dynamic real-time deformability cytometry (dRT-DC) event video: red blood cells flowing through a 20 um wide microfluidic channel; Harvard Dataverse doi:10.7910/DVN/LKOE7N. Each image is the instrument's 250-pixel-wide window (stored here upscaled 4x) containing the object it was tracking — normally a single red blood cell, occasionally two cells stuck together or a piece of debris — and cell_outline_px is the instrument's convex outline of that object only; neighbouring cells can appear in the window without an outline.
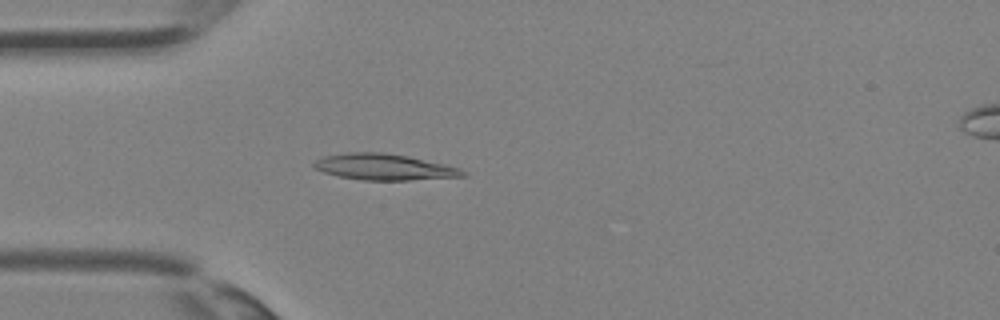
{"species": "Egyptian fruit bat (a non-hibernating species)", "species_latin": "Rousettus aegyptiacus", "temperature_condition": "room temperature", "stored_images_in_passage": 26, "camera_frame_rate_fps": 3000, "um_per_image_px": 0.085, "animal": {"sex": "female"}, "frame": {"image": 1, "passage_image": 1, "time_ms": 0.0, "image_size_px": [1000, 320], "cell_outline_px": [[468, 176], [408, 180], [360, 180], [340, 176], [324, 172], [316, 168], [312, 164], [316, 160], [324, 156], [348, 152], [384, 152], [408, 156], [444, 164], [460, 168], [468, 172]], "centroid_in_image_um": [32.69, 14.19], "position_along_channel_um": 52.3, "area_um2": 22.66}}
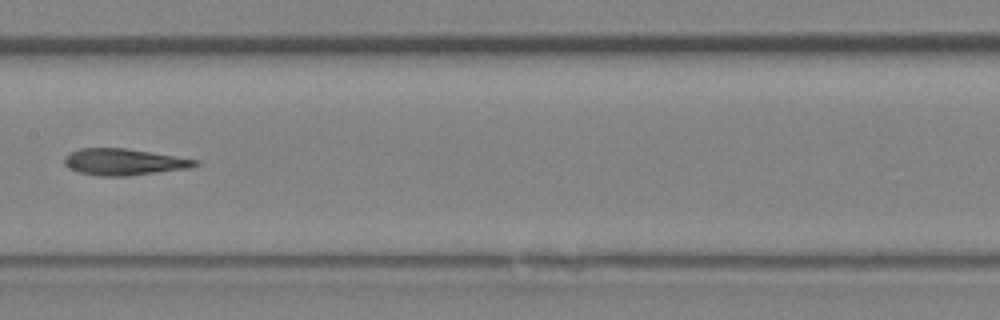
{"frame": {"image": 2, "passage_image": 9, "time_ms": 2.667, "image_size_px": [1000, 320], "cell_outline_px": [[200, 164], [188, 168], [128, 176], [100, 176], [80, 172], [68, 168], [64, 164], [64, 156], [80, 148], [124, 148], [200, 160]], "centroid_in_image_um": [10.52, 13.77], "position_along_channel_um": 196.9, "area_um2": 20.06}}
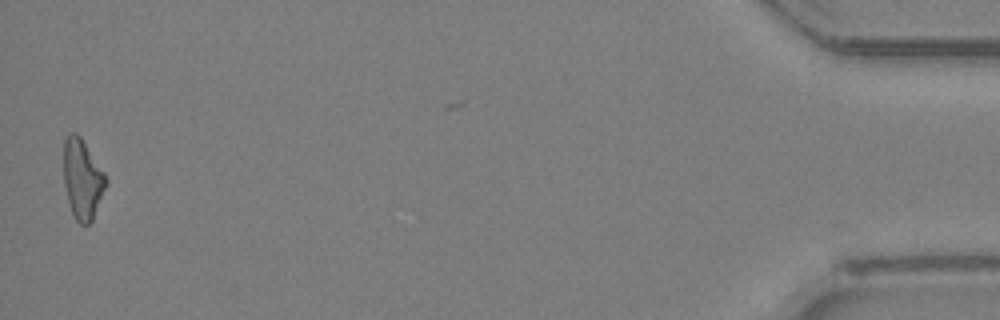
{"frame": {"image": 3, "passage_image": 26, "time_ms": 8.333, "image_size_px": [1000, 320], "cell_outline_px": [[108, 184], [92, 220], [88, 224], [80, 224], [76, 220], [72, 212], [68, 200], [64, 184], [64, 140], [68, 132], [76, 132], [80, 136], [104, 172], [108, 180]], "centroid_in_image_um": [7.01, 15.21], "position_along_channel_um": 428.2, "area_um2": 19.65}}